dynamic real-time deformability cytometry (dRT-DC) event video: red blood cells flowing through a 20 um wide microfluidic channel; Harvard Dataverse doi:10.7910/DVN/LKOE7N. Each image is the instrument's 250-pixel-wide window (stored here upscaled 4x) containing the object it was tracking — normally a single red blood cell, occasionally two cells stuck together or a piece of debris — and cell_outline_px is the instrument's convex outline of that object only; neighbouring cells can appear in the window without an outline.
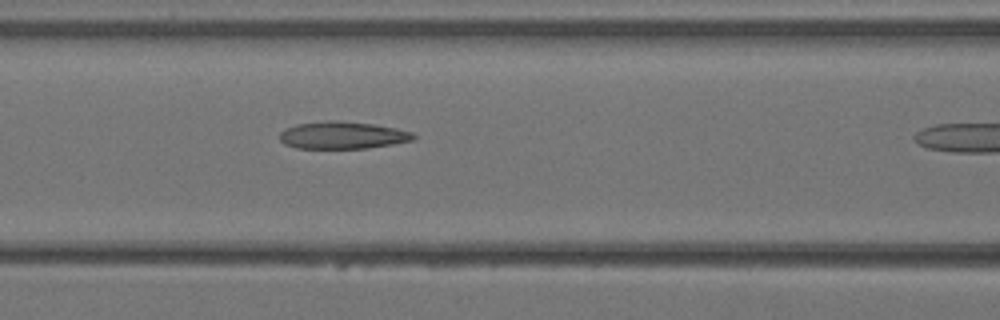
{"species": "Egyptian fruit bat (a non-hibernating species)", "species_latin": "Rousettus aegyptiacus", "temperature_condition": "warm", "stored_images_in_passage": 11, "camera_frame_rate_fps": 3000, "um_per_image_px": 0.085, "animal": {"sex": "female"}, "frame": {"image": 1, "passage_image": 10, "time_ms": 3.0, "image_size_px": [1000, 320], "cell_outline_px": [[416, 136], [412, 140], [392, 144], [368, 148], [296, 148], [284, 144], [280, 140], [280, 132], [284, 128], [296, 124], [324, 120], [336, 120], [372, 124], [396, 128], [412, 132]], "centroid_in_image_um": [29.07, 11.49], "position_along_channel_um": 137.5, "area_um2": 21.33}}